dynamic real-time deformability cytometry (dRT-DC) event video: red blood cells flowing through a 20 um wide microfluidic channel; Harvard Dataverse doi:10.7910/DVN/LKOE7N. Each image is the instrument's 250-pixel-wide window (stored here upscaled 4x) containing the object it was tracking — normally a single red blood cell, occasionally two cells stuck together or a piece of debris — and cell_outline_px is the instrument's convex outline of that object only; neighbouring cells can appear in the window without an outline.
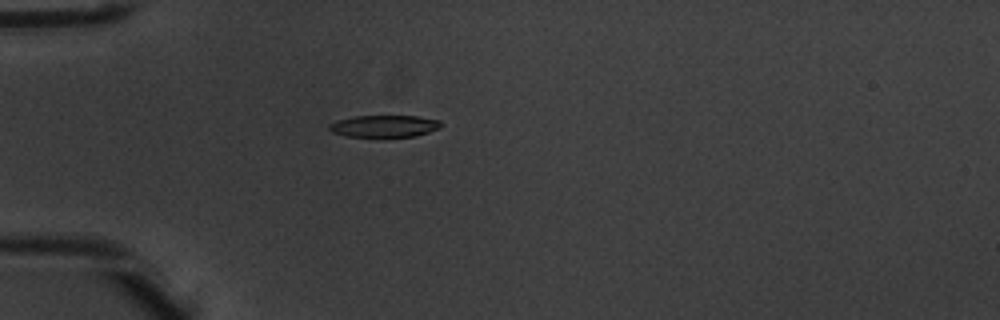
{"species": "common noctule bat (a hibernating species)", "species_latin": "Nyctalus noctula", "temperature_condition": "warm", "stored_images_in_passage": 1, "camera_frame_rate_fps": 3000, "um_per_image_px": 0.085, "animal": {"sex": "male", "body_mass_g": 20.1, "forearm_length_mm": 53.5}, "frame": {"image": 1, "passage_image": 1, "time_ms": 0.0, "image_size_px": [1000, 320], "cell_outline_px": [[444, 124], [440, 128], [416, 136], [380, 140], [344, 136], [332, 132], [328, 128], [328, 124], [336, 120], [356, 116], [416, 116], [440, 120]], "centroid_in_image_um": [32.64, 10.77], "position_along_channel_um": 52.4, "area_um2": 15.32}}